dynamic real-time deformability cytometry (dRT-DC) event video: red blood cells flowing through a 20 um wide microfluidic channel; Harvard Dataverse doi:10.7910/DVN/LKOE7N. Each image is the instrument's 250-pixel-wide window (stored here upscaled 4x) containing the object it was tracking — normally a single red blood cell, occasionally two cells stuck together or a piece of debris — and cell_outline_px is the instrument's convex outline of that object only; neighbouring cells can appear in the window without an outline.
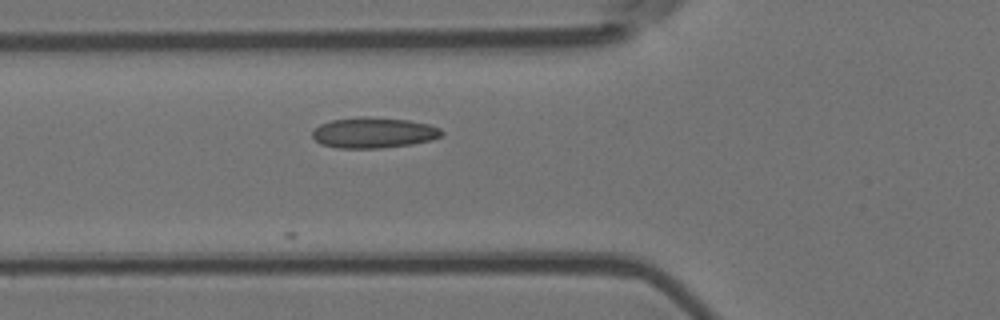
{"species": "Egyptian fruit bat (a non-hibernating species)", "species_latin": "Rousettus aegyptiacus", "temperature_condition": "room temperature", "stored_images_in_passage": 13, "camera_frame_rate_fps": 3000, "um_per_image_px": 0.085, "animal": {"sex": "female"}, "frame": {"image": 1, "passage_image": 4, "time_ms": 1.0, "image_size_px": [1000, 320], "cell_outline_px": [[444, 132], [440, 136], [432, 140], [412, 144], [380, 148], [336, 148], [320, 144], [312, 136], [312, 132], [320, 124], [332, 120], [360, 116], [364, 116], [408, 120], [428, 124], [440, 128]], "centroid_in_image_um": [31.75, 11.28], "position_along_channel_um": 94.0, "area_um2": 23.12}}
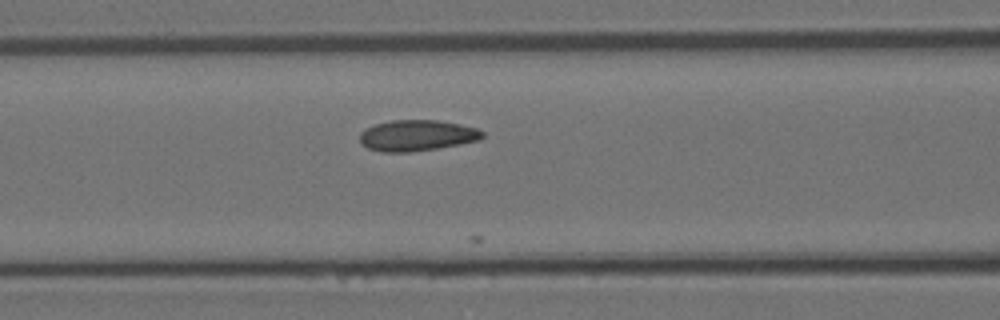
{"frame": {"image": 2, "passage_image": 7, "time_ms": 2.0, "image_size_px": [1000, 320], "cell_outline_px": [[484, 136], [480, 140], [460, 144], [412, 152], [380, 152], [368, 148], [360, 144], [360, 132], [364, 128], [376, 124], [392, 120], [436, 120], [460, 124], [476, 128], [484, 132]], "centroid_in_image_um": [35.42, 11.52], "position_along_channel_um": 131.2, "area_um2": 22.25}}
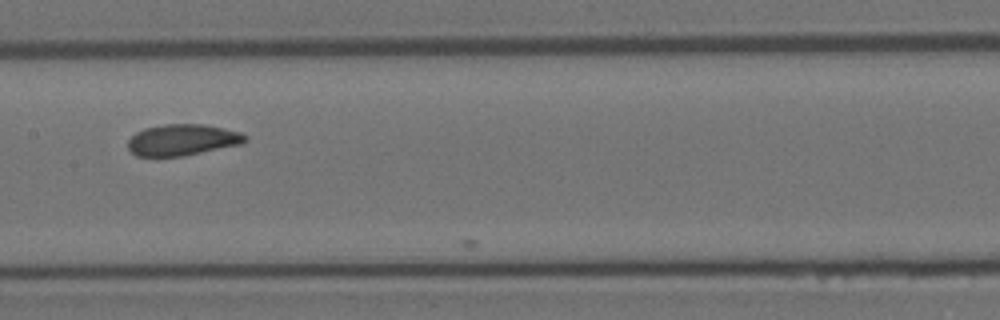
{"frame": {"image": 3, "passage_image": 12, "time_ms": 3.667, "image_size_px": [1000, 320], "cell_outline_px": [[248, 140], [240, 144], [184, 156], [136, 156], [128, 148], [128, 140], [136, 132], [144, 128], [164, 124], [204, 124], [224, 128], [240, 132], [248, 136]], "centroid_in_image_um": [15.51, 11.88], "position_along_channel_um": 191.9, "area_um2": 21.39}}